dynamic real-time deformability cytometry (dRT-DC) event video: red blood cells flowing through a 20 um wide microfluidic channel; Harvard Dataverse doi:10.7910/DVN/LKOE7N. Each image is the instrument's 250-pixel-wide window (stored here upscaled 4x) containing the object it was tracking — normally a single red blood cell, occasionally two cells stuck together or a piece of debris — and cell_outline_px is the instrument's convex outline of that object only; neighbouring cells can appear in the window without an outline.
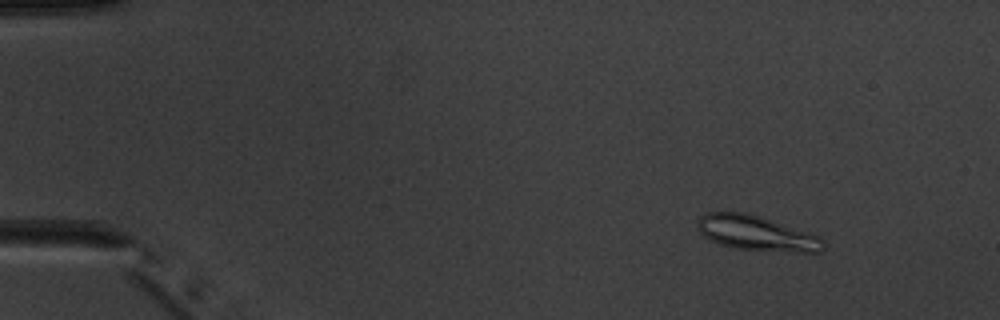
{"species": "common noctule bat (a hibernating species)", "species_latin": "Nyctalus noctula", "temperature_condition": "warm", "stored_images_in_passage": 5, "camera_frame_rate_fps": 3000, "um_per_image_px": 0.085, "animal": {"sex": "male", "body_mass_g": 20.1, "forearm_length_mm": 53.5}, "frame": {"image": 1, "passage_image": 2, "time_ms": 1.333, "image_size_px": [1000, 320], "cell_outline_px": [[824, 252], [788, 252], [736, 248], [720, 244], [704, 236], [696, 228], [700, 216], [704, 212], [748, 212], [820, 236], [824, 240]], "centroid_in_image_um": [64.32, 19.82], "position_along_channel_um": 20.7, "area_um2": 25.66}}